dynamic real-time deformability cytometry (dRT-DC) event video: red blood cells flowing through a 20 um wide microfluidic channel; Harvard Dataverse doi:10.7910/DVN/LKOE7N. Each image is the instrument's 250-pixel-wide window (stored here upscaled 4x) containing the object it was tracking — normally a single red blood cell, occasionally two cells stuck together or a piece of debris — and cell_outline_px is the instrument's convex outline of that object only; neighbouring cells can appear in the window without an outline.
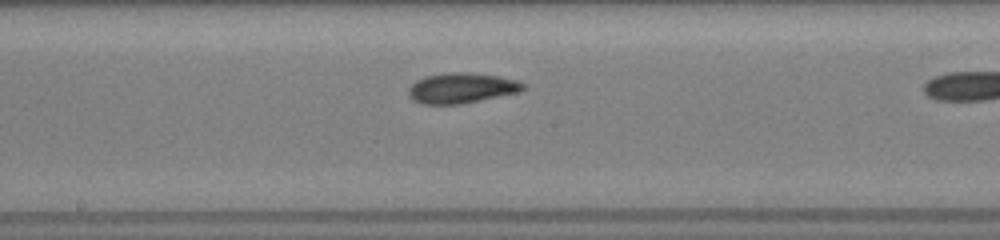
{"species": "common noctule bat (a hibernating species)", "species_latin": "Nyctalus noctula", "temperature_condition": "room temperature", "stored_images_in_passage": 11, "camera_frame_rate_fps": 3000, "um_per_image_px": 0.085, "animal": {"sex": "female", "body_mass_g": 19.5, "forearm_length_mm": 54.1}, "frame": {"image": 1, "passage_image": 7, "time_ms": 4.667, "image_size_px": [1000, 240], "cell_outline_px": [[528, 88], [520, 92], [460, 104], [420, 104], [412, 100], [408, 96], [408, 88], [416, 80], [424, 76], [448, 72], [468, 72], [500, 76], [516, 80], [524, 84]], "centroid_in_image_um": [39.22, 7.48], "position_along_channel_um": 209.0, "area_um2": 20.52}}
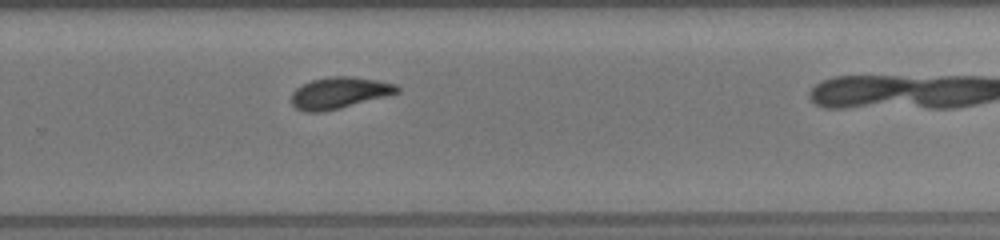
{"frame": {"image": 2, "passage_image": 10, "time_ms": 7.0, "image_size_px": [1000, 240], "cell_outline_px": [[400, 92], [340, 108], [324, 112], [304, 112], [296, 108], [292, 104], [292, 92], [300, 84], [312, 80], [328, 76], [352, 76], [380, 80], [396, 84], [400, 88]], "centroid_in_image_um": [28.83, 7.88], "position_along_channel_um": 301.0, "area_um2": 19.54}}